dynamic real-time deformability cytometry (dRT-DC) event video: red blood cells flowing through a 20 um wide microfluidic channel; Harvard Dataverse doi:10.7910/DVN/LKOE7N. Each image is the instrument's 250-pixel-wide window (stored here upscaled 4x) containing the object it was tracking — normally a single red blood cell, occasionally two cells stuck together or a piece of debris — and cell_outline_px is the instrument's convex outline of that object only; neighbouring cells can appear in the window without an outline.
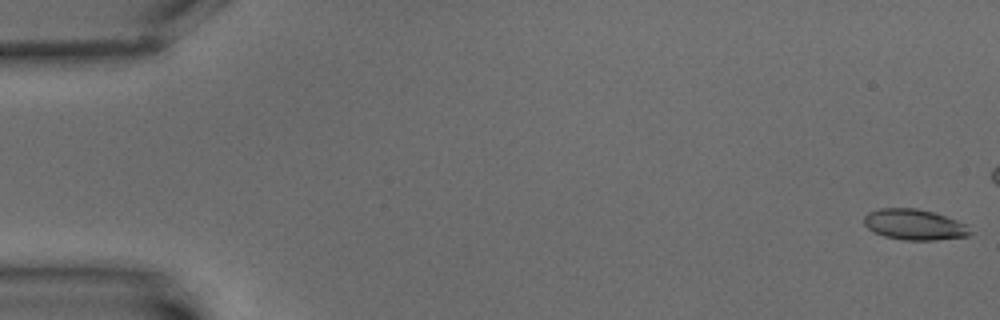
{"species": "common noctule bat (a hibernating species)", "species_latin": "Nyctalus noctula", "temperature_condition": "warm", "stored_images_in_passage": 8, "segment_of_instrument_passage": [1, 2], "camera_frame_rate_fps": 3000, "um_per_image_px": 0.085, "animal": {"sex": "male", "body_mass_g": 15.6}, "frame": {"image": 1, "passage_image": 1, "time_ms": 0.0, "image_size_px": [1000, 320], "cell_outline_px": [[972, 232], [968, 236], [936, 240], [904, 240], [884, 236], [868, 228], [864, 224], [864, 216], [868, 212], [880, 208], [916, 208], [932, 212], [956, 220], [964, 224]], "centroid_in_image_um": [77.69, 19.09], "position_along_channel_um": 7.3, "area_um2": 18.79}}
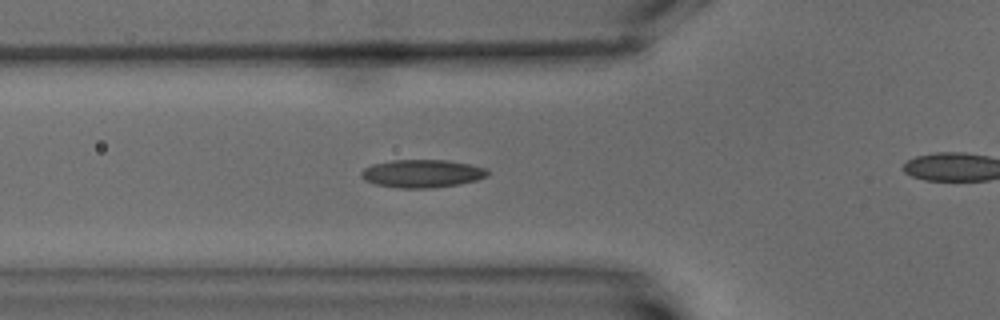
{"frame": {"image": 2, "passage_image": 7, "time_ms": 7.333, "image_size_px": [1000, 320], "cell_outline_px": [[488, 176], [476, 180], [460, 184], [432, 188], [400, 188], [376, 184], [364, 180], [360, 176], [360, 172], [364, 168], [372, 164], [392, 160], [448, 160], [488, 168]], "centroid_in_image_um": [35.87, 14.75], "position_along_channel_um": 89.9, "area_um2": 20.69}}